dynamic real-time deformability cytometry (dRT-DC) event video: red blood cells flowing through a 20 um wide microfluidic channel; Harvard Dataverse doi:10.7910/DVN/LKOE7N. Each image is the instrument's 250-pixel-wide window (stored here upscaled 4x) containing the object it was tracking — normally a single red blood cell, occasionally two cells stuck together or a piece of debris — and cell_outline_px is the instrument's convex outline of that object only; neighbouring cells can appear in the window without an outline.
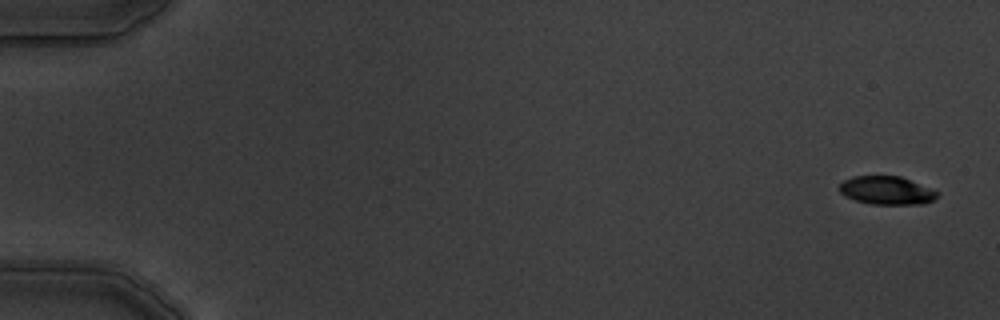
{"species": "common noctule bat (a hibernating species)", "species_latin": "Nyctalus noctula", "temperature_condition": "warm", "stored_images_in_passage": 5, "camera_frame_rate_fps": 3000, "um_per_image_px": 0.085, "animal": {"sex": "male", "body_mass_g": 19.5, "forearm_length_mm": 54.6}, "frame": {"image": 1, "passage_image": 1, "time_ms": 0.0, "image_size_px": [1000, 320], "cell_outline_px": [[940, 192], [936, 200], [924, 204], [872, 204], [856, 200], [844, 196], [840, 192], [840, 184], [844, 180], [852, 176], [900, 176]], "centroid_in_image_um": [75.4, 16.19], "position_along_channel_um": 9.6, "area_um2": 16.18}}
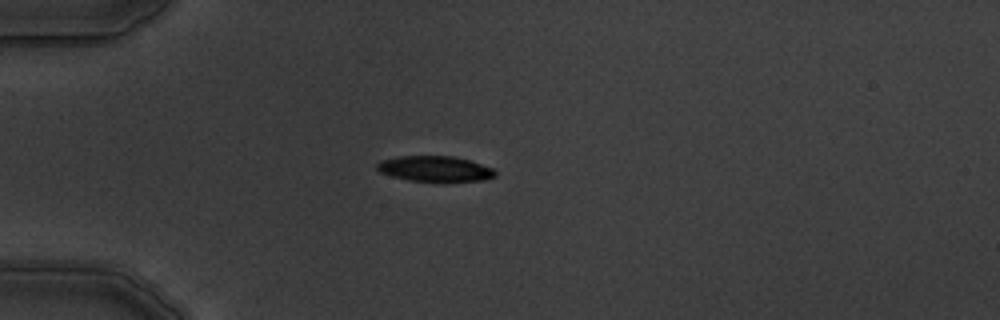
{"frame": {"image": 2, "passage_image": 5, "time_ms": 4.667, "image_size_px": [1000, 320], "cell_outline_px": [[496, 176], [484, 180], [436, 184], [408, 180], [392, 176], [380, 172], [376, 168], [376, 164], [380, 160], [400, 156], [452, 156], [468, 160], [492, 168], [496, 172]], "centroid_in_image_um": [36.97, 14.39], "position_along_channel_um": 48.0, "area_um2": 18.21}}